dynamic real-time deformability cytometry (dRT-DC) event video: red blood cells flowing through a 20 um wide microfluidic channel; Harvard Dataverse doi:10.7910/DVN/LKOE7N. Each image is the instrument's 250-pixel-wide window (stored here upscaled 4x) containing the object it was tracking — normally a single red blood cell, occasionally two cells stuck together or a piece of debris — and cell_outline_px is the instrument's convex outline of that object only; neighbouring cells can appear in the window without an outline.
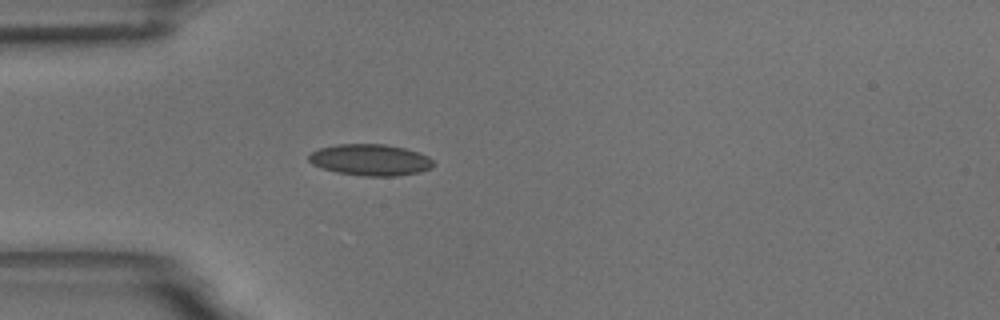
{"species": "common noctule bat (a hibernating species)", "species_latin": "Nyctalus noctula", "temperature_condition": "room temperature", "stored_images_in_passage": 41, "camera_frame_rate_fps": 3000, "um_per_image_px": 0.085, "animal": {"sex": "male", "body_mass_g": 18.8}, "frame": {"image": 1, "passage_image": 1, "time_ms": 0.0, "image_size_px": [1000, 320], "cell_outline_px": [[436, 164], [432, 168], [420, 172], [396, 176], [364, 176], [336, 172], [312, 164], [308, 160], [308, 156], [312, 152], [320, 148], [340, 144], [384, 144], [404, 148], [428, 156]], "centroid_in_image_um": [31.5, 13.6], "position_along_channel_um": 53.5, "area_um2": 22.72}}
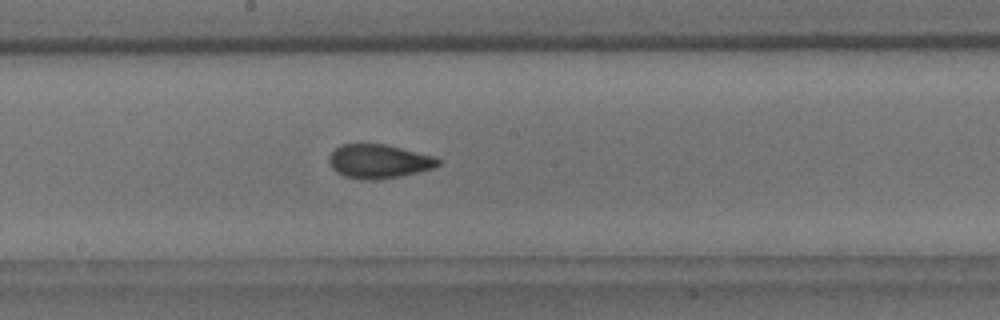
{"frame": {"image": 2, "passage_image": 15, "time_ms": 4.667, "image_size_px": [1000, 320], "cell_outline_px": [[440, 164], [436, 168], [396, 176], [368, 180], [360, 180], [344, 176], [336, 172], [332, 168], [328, 160], [332, 152], [336, 148], [344, 144], [388, 144], [436, 156], [440, 160]], "centroid_in_image_um": [32.22, 13.7], "position_along_channel_um": 216.0, "area_um2": 21.56}}
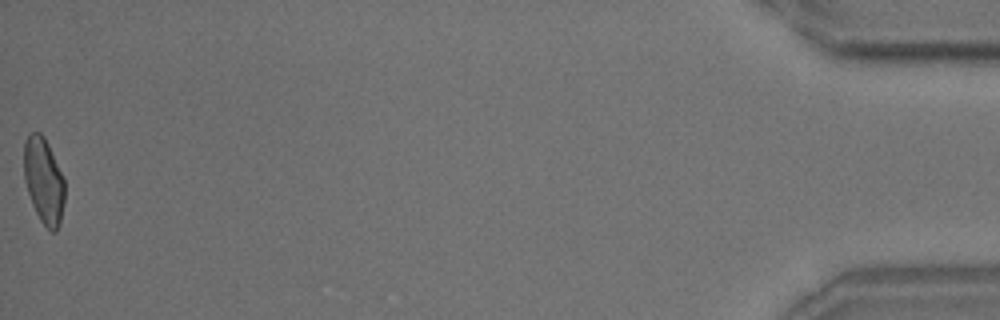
{"frame": {"image": 3, "passage_image": 41, "time_ms": 13.333, "image_size_px": [1000, 320], "cell_outline_px": [[64, 200], [60, 224], [56, 232], [52, 232], [40, 220], [32, 204], [24, 180], [24, 140], [32, 132], [40, 132], [44, 136], [48, 144], [64, 180]], "centroid_in_image_um": [3.71, 15.36], "position_along_channel_um": 431.5, "area_um2": 20.23}, "authors_computed_cell_mechanics": {"area_um2": 21.0392, "velocity_mm_per_s": 3.6201, "shape_relaxation_time_tau1_ms": 4.4296, "shape_relaxation_time_tau2_ms": 1.2075, "deformation_change_tau1": 0.1363, "deformation_change_tau2": 0.0685}}